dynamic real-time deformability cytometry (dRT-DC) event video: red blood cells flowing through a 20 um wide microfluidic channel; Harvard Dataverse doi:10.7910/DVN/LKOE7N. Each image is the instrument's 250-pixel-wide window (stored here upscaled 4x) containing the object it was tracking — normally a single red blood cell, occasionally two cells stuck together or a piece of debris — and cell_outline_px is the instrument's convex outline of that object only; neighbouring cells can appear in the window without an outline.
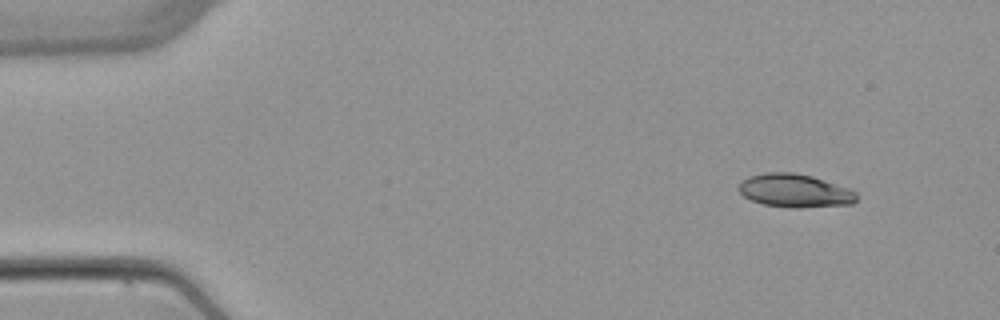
{"species": "common noctule bat (a hibernating species)", "species_latin": "Nyctalus noctula", "temperature_condition": "warm", "stored_images_in_passage": 4, "camera_frame_rate_fps": 3000, "um_per_image_px": 0.085, "animal": {"sex": "female", "body_mass_g": 22.7, "forearm_length_mm": 54.2}, "frame": {"image": 1, "passage_image": 2, "time_ms": 1.0, "image_size_px": [1000, 320], "cell_outline_px": [[856, 200], [852, 204], [800, 208], [792, 208], [764, 204], [752, 200], [744, 196], [736, 188], [744, 180], [752, 176], [764, 172], [792, 172], [812, 176], [848, 188], [856, 192]], "centroid_in_image_um": [67.56, 16.21], "position_along_channel_um": 17.4, "area_um2": 22.72}}
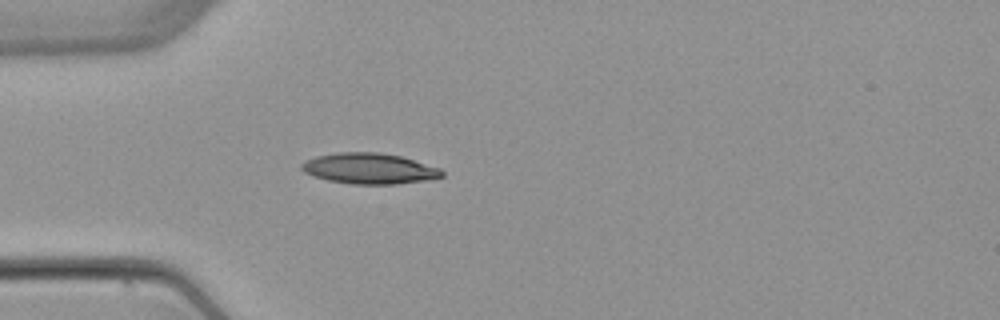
{"frame": {"image": 2, "passage_image": 4, "time_ms": 4.333, "image_size_px": [1000, 320], "cell_outline_px": [[444, 176], [424, 180], [396, 184], [352, 184], [328, 180], [312, 176], [304, 172], [300, 168], [300, 164], [304, 160], [316, 156], [340, 152], [380, 152], [400, 156], [440, 168], [444, 172]], "centroid_in_image_um": [31.35, 14.32], "position_along_channel_um": 53.7, "area_um2": 25.14}}